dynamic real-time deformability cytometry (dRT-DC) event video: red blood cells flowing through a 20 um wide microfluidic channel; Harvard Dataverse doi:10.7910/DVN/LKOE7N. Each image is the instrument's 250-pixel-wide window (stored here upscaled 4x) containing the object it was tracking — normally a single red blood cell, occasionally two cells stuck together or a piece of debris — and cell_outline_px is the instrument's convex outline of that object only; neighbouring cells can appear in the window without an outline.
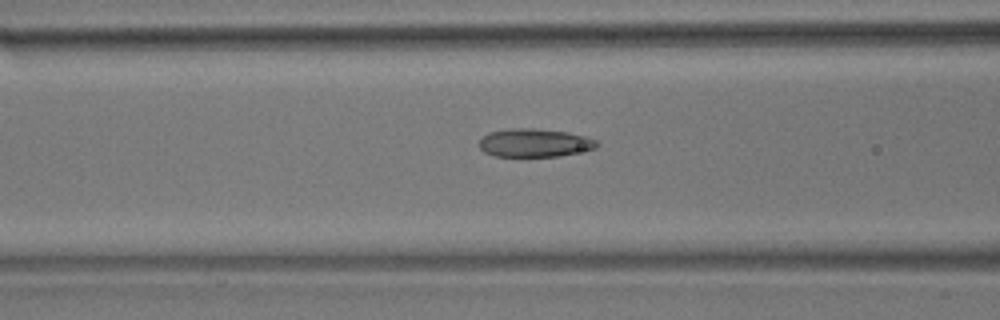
{"species": "common noctule bat (a hibernating species)", "species_latin": "Nyctalus noctula", "temperature_condition": "room temperature", "stored_images_in_passage": 47, "camera_frame_rate_fps": 3000, "um_per_image_px": 0.085, "animal": {"sex": "male", "body_mass_g": 17.9}, "frame": {"image": 1, "passage_image": 14, "time_ms": 4.333, "image_size_px": [1000, 320], "cell_outline_px": [[600, 144], [596, 148], [560, 156], [496, 156], [484, 152], [480, 148], [480, 140], [488, 132], [508, 128], [536, 128], [568, 132], [584, 136], [596, 140]], "centroid_in_image_um": [45.44, 12.13], "position_along_channel_um": 121.2, "area_um2": 19.42}}
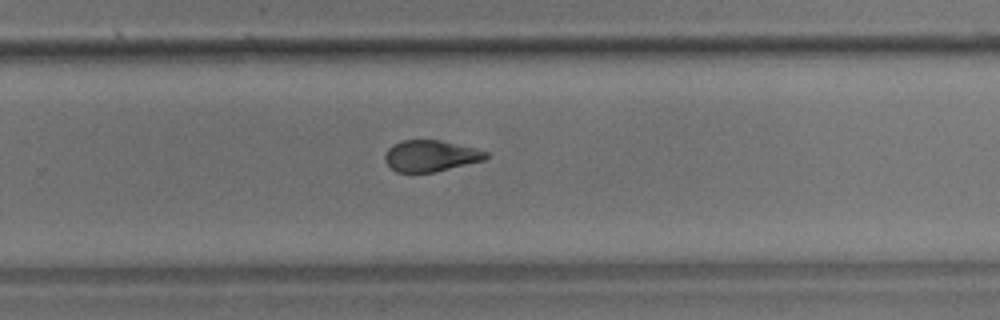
{"frame": {"image": 2, "passage_image": 28, "time_ms": 9.0, "image_size_px": [1000, 320], "cell_outline_px": [[488, 156], [484, 160], [432, 172], [396, 172], [384, 160], [384, 156], [388, 148], [392, 144], [404, 140], [440, 140], [476, 148], [488, 152]], "centroid_in_image_um": [36.59, 13.23], "position_along_channel_um": 293.2, "area_um2": 18.26}}
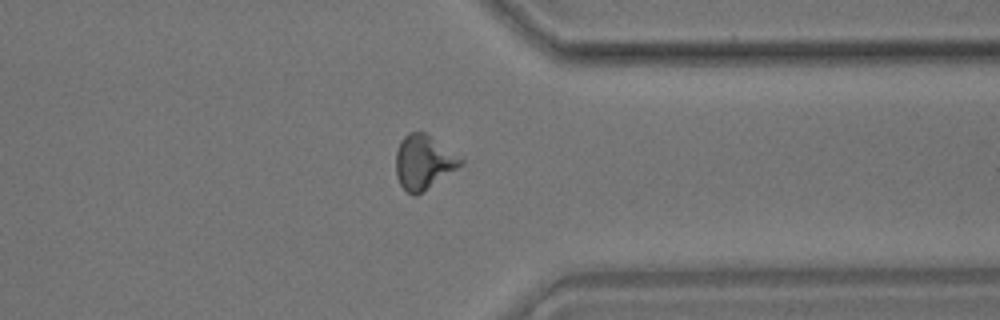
{"frame": {"image": 3, "passage_image": 35, "time_ms": 11.333, "image_size_px": [1000, 320], "cell_outline_px": [[464, 164], [416, 196], [412, 196], [400, 184], [396, 176], [396, 152], [400, 140], [408, 132], [424, 132], [464, 160]], "centroid_in_image_um": [35.98, 13.79], "position_along_channel_um": 375.4, "area_um2": 20.23}, "authors_computed_cell_mechanics": {"area_um2": 19.5364, "velocity_mm_per_s": 3.6846, "shape_relaxation_time_tau1_ms": 5.7688, "shape_relaxation_time_tau2_ms": 2.2519, "deformation_change_tau1": 0.1573, "deformation_change_tau2": 0.0755}}